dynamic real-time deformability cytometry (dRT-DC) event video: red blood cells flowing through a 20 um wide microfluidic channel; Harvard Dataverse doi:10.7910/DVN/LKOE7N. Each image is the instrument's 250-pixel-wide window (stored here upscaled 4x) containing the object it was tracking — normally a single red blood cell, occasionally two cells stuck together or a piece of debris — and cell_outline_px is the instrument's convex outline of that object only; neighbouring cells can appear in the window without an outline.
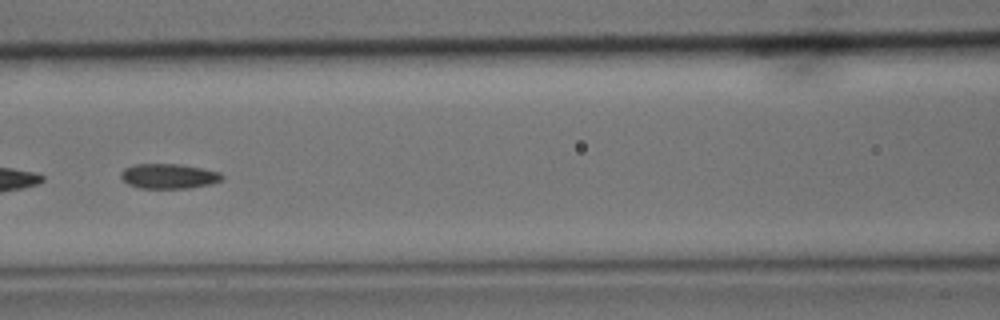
{"species": "common noctule bat (a hibernating species)", "species_latin": "Nyctalus noctula", "temperature_condition": "cold", "stored_images_in_passage": 28, "segment_of_instrument_passage": [2, 2], "camera_frame_rate_fps": 3000, "um_per_image_px": 0.085, "animal": {"sex": "male", "body_mass_g": 15.6}, "frame": {"image": 1, "passage_image": 26, "time_ms": 8.333, "image_size_px": [1000, 320], "cell_outline_px": [[224, 180], [212, 184], [188, 188], [140, 188], [128, 184], [120, 176], [120, 172], [124, 168], [136, 164], [180, 164], [220, 172], [224, 176]], "centroid_in_image_um": [14.37, 14.97], "position_along_channel_um": 152.2, "area_um2": 14.74}}